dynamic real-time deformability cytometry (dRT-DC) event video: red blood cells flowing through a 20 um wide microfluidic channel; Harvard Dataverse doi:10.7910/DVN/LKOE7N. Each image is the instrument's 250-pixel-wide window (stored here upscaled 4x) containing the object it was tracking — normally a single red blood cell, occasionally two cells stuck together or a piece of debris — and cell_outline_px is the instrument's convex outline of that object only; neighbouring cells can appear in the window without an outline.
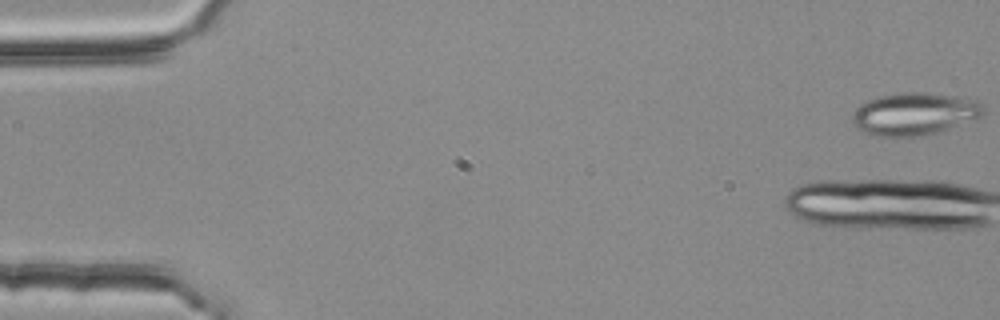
{"species": "common noctule bat (a hibernating species)", "species_latin": "Nyctalus noctula", "temperature_condition": "room temperature", "stored_images_in_passage": 41, "camera_frame_rate_fps": 3000, "um_per_image_px": 0.085, "animal": {"sex": "female", "body_mass_g": 25.1}, "frame": {"image": 1, "passage_image": 1, "time_ms": 0.0, "image_size_px": [1000, 320], "cell_outline_px": [[984, 112], [980, 116], [936, 132], [920, 136], [872, 136], [856, 128], [852, 120], [852, 116], [856, 108], [860, 104], [876, 96], [900, 92], [924, 92], [956, 96], [980, 100], [984, 104]], "centroid_in_image_um": [77.69, 9.66], "position_along_channel_um": 7.3, "area_um2": 32.43}}